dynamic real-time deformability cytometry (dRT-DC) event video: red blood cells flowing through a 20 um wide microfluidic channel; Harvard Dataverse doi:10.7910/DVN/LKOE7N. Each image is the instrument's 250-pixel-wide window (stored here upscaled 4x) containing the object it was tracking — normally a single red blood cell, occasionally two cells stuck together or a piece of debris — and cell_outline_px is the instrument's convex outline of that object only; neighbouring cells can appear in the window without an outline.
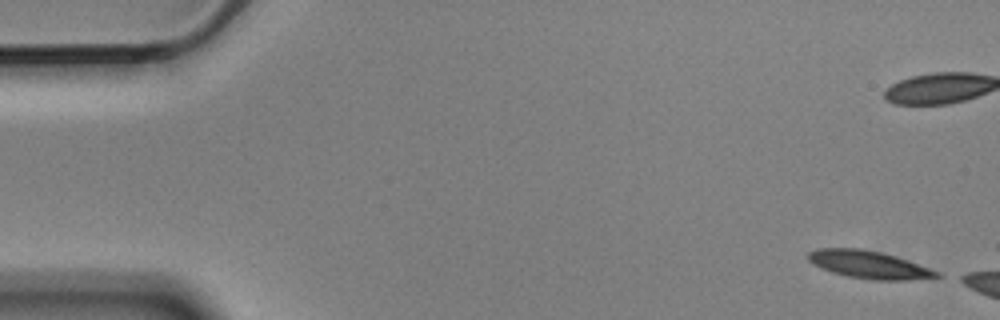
{"species": "Egyptian fruit bat (a non-hibernating species)", "species_latin": "Rousettus aegyptiacus", "temperature_condition": "cold", "stored_images_in_passage": 3, "camera_frame_rate_fps": 3000, "um_per_image_px": 0.085, "animal": {"sex": "male"}, "frame": {"image": 1, "passage_image": 1, "time_ms": 0.0, "image_size_px": [1000, 320], "cell_outline_px": [[944, 276], [908, 280], [872, 280], [848, 276], [832, 272], [812, 264], [808, 260], [808, 252], [816, 248], [860, 248], [880, 252], [896, 256], [940, 272]], "centroid_in_image_um": [73.85, 22.49], "position_along_channel_um": 11.2, "area_um2": 20.69}}